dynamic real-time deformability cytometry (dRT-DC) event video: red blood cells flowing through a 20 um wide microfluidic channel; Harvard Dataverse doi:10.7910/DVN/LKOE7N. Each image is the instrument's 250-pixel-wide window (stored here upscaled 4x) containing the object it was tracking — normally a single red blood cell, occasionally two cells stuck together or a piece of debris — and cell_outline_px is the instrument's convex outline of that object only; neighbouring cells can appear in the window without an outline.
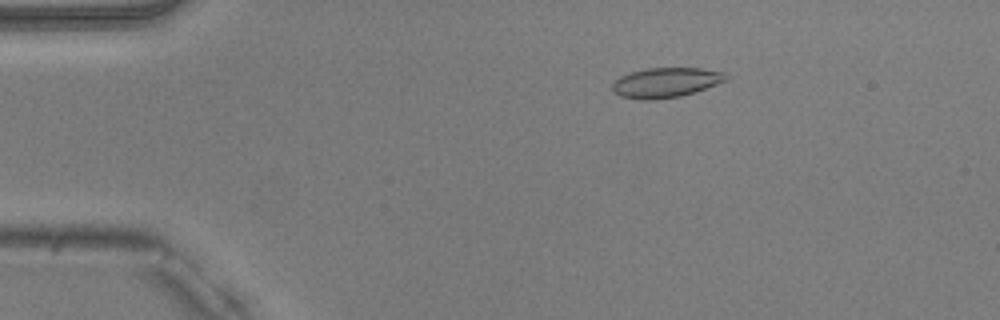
{"species": "common noctule bat (a hibernating species)", "species_latin": "Nyctalus noctula", "temperature_condition": "warm", "stored_images_in_passage": 50, "camera_frame_rate_fps": 3000, "um_per_image_px": 0.085, "animal": {"sex": "male", "body_mass_g": 20.5, "forearm_length_mm": 52.5}, "frame": {"image": 1, "passage_image": 9, "time_ms": 2.667, "image_size_px": [1000, 320], "cell_outline_px": [[728, 80], [696, 92], [680, 96], [652, 100], [640, 100], [620, 96], [612, 92], [612, 84], [620, 76], [644, 68], [700, 68], [724, 72], [728, 76]], "centroid_in_image_um": [56.59, 7.02], "position_along_channel_um": 28.4, "area_um2": 19.94}}
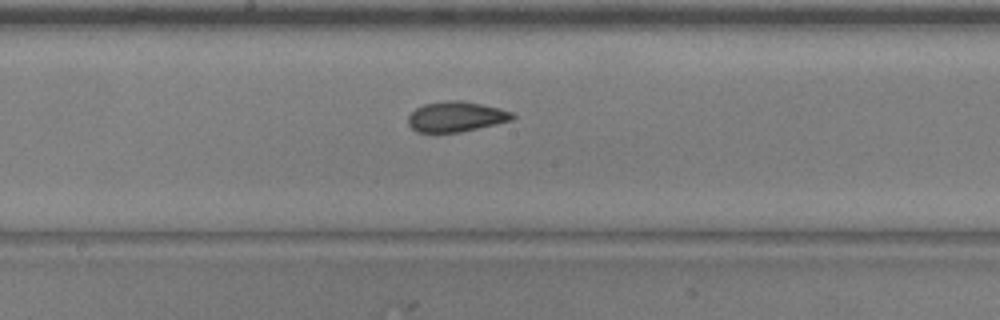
{"frame": {"image": 2, "passage_image": 27, "time_ms": 8.667, "image_size_px": [1000, 320], "cell_outline_px": [[516, 116], [512, 120], [460, 132], [436, 136], [416, 132], [408, 124], [408, 116], [416, 108], [424, 104], [448, 100], [460, 100], [500, 108], [512, 112]], "centroid_in_image_um": [38.7, 9.96], "position_along_channel_um": 209.5, "area_um2": 18.9}}
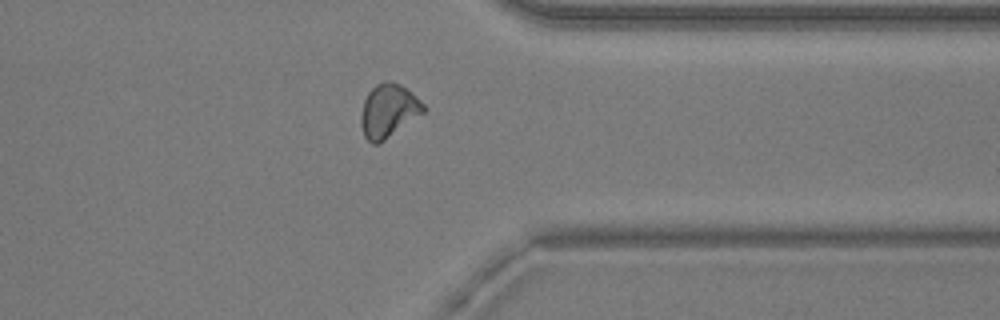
{"frame": {"image": 3, "passage_image": 40, "time_ms": 13.0, "image_size_px": [1000, 320], "cell_outline_px": [[428, 108], [424, 112], [384, 140], [376, 144], [372, 144], [364, 136], [360, 124], [360, 112], [364, 100], [368, 92], [376, 84], [384, 80], [388, 80], [400, 84], [420, 100]], "centroid_in_image_um": [32.99, 9.4], "position_along_channel_um": 378.4, "area_um2": 19.42}, "authors_computed_cell_mechanics": {"area_um2": 18.9584, "velocity_mm_per_s": 4.0204, "shape_relaxation_time_tau1_ms": null, "shape_relaxation_time_tau2_ms": 1.6613, "deformation_change_tau1": null, "deformation_change_tau2": 0.0728}}